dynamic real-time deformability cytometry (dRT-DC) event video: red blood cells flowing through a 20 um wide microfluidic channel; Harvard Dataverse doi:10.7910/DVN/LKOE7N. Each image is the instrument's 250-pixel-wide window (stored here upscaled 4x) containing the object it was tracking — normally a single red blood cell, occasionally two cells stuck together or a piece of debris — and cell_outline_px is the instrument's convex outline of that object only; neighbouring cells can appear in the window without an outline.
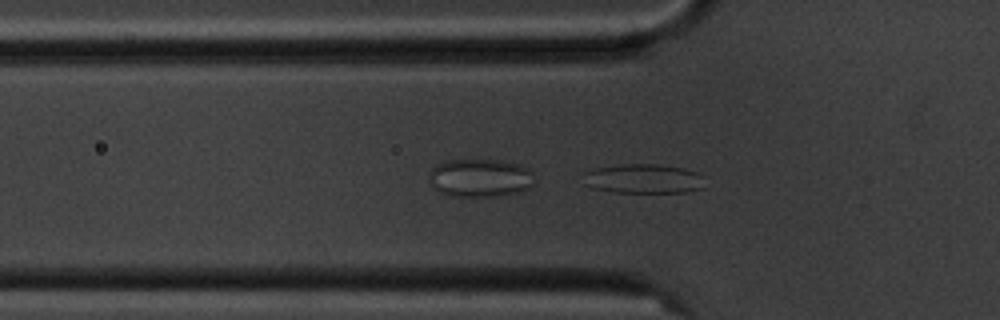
{"species": "common noctule bat (a hibernating species)", "species_latin": "Nyctalus noctula", "temperature_condition": "cold", "stored_images_in_passage": 55, "camera_frame_rate_fps": 3000, "um_per_image_px": 0.085, "animal": {"sex": "male", "body_mass_g": 20.1, "forearm_length_mm": 53.5}, "frame": {"image": 1, "passage_image": 17, "time_ms": 5.333, "image_size_px": [1000, 320], "cell_outline_px": [[704, 188], [684, 192], [616, 192], [592, 188], [584, 184], [580, 172], [596, 168], [620, 164], [656, 164], [684, 168], [696, 172], [704, 176]], "centroid_in_image_um": [54.65, 15.18], "position_along_channel_um": 71.1, "area_um2": 21.15}}
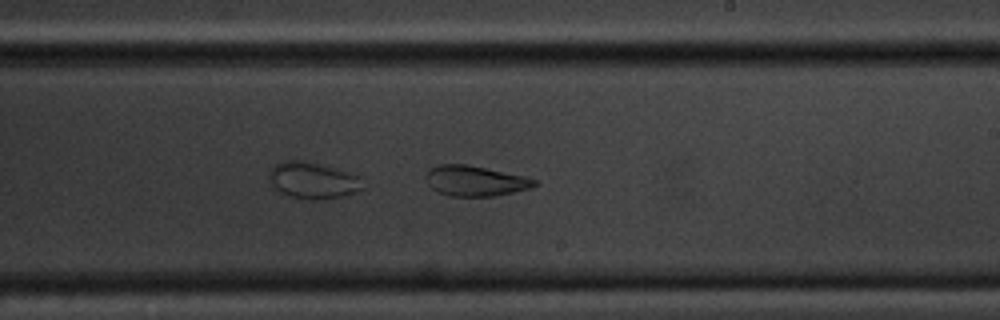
{"frame": {"image": 2, "passage_image": 32, "time_ms": 10.333, "image_size_px": [1000, 320], "cell_outline_px": [[536, 184], [532, 188], [492, 196], [452, 196], [440, 192], [432, 188], [428, 184], [424, 176], [432, 168], [440, 164], [468, 164], [524, 176], [536, 180]], "centroid_in_image_um": [40.39, 15.37], "position_along_channel_um": 248.6, "area_um2": 18.96}}
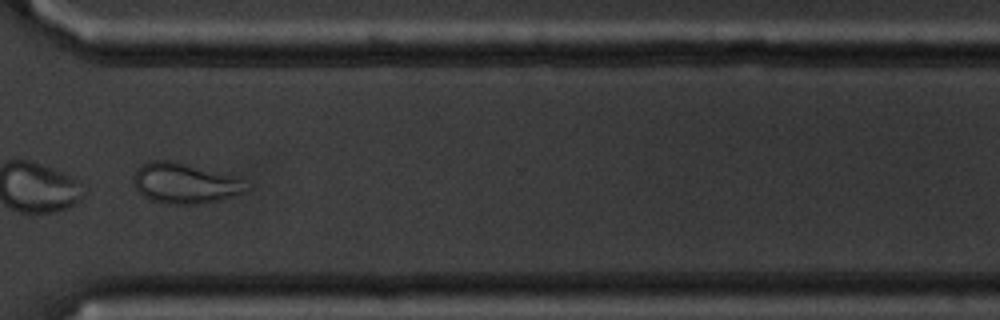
{"frame": {"image": 3, "passage_image": 41, "time_ms": 13.333, "image_size_px": [1000, 320], "cell_outline_px": [[252, 188], [220, 200], [192, 204], [168, 204], [152, 200], [144, 196], [136, 188], [132, 176], [140, 164], [148, 160], [172, 160], [232, 176], [244, 180]], "centroid_in_image_um": [15.67, 15.56], "position_along_channel_um": 354.9, "area_um2": 26.41}, "authors_computed_cell_mechanics": {"area_um2": 28.9578, "velocity_mm_per_s": 3.5434, "shape_relaxation_time_tau1_ms": null, "shape_relaxation_time_tau2_ms": 3.011, "deformation_change_tau1": null, "deformation_change_tau2": 0.1019}}